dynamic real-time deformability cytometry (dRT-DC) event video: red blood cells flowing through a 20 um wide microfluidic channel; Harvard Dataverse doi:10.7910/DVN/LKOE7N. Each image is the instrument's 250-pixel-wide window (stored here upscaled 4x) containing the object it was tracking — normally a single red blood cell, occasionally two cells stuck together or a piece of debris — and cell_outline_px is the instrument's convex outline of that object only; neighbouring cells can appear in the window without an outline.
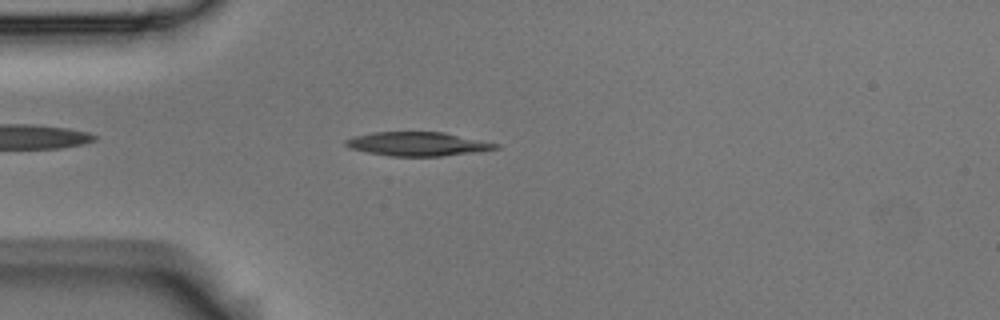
{"species": "Egyptian fruit bat (a non-hibernating species)", "species_latin": "Rousettus aegyptiacus", "temperature_condition": "room temperature", "stored_images_in_passage": 3, "camera_frame_rate_fps": 3000, "um_per_image_px": 0.085, "animal": {"sex": "male"}, "frame": {"image": 1, "passage_image": 3, "time_ms": 0.667, "image_size_px": [1000, 320], "cell_outline_px": [[500, 148], [476, 152], [440, 156], [392, 156], [368, 152], [352, 148], [344, 144], [344, 140], [356, 136], [372, 132], [444, 132], [500, 144]], "centroid_in_image_um": [35.53, 12.23], "position_along_channel_um": 49.5, "area_um2": 20.69}}